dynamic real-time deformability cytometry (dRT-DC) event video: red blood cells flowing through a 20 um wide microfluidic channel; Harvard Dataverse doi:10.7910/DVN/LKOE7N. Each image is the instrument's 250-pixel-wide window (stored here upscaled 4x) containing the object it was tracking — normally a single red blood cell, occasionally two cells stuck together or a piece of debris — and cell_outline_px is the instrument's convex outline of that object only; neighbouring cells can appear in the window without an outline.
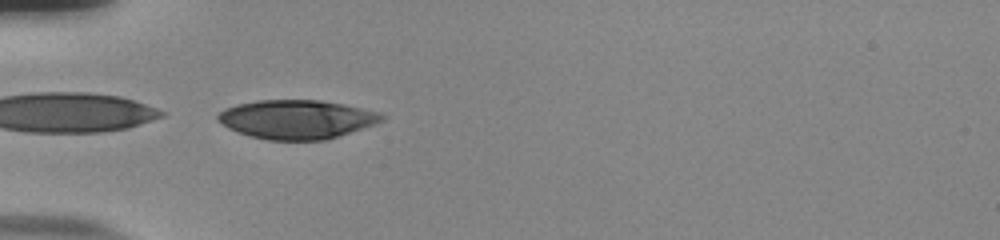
{"species": "human", "species_latin": "Homo sapiens", "temperature_condition": "room temperature", "stored_images_in_passage": 37, "camera_frame_rate_fps": 3000, "um_per_image_px": 0.085, "donor": {"sex": "male"}, "frame": {"image": 1, "passage_image": 1, "time_ms": 0.0, "image_size_px": [1000, 240], "cell_outline_px": [[384, 120], [376, 124], [324, 140], [268, 140], [248, 136], [236, 132], [228, 128], [216, 120], [216, 116], [220, 112], [236, 104], [260, 100], [320, 100], [344, 104], [380, 112], [384, 116]], "centroid_in_image_um": [25.21, 10.14], "position_along_channel_um": 59.8, "area_um2": 37.22}}
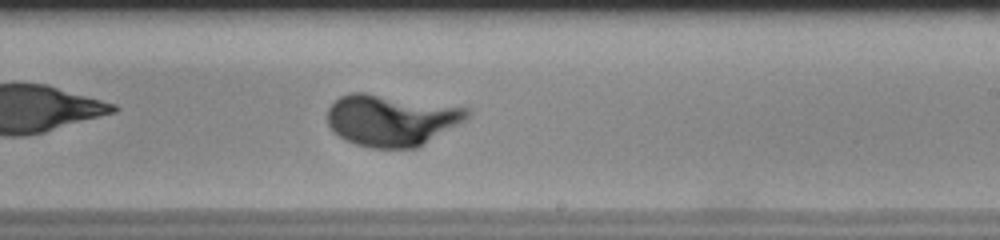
{"frame": {"image": 2, "passage_image": 17, "time_ms": 5.333, "image_size_px": [1000, 240], "cell_outline_px": [[468, 116], [464, 120], [420, 148], [372, 148], [356, 144], [344, 140], [332, 132], [328, 124], [328, 108], [340, 96], [348, 92], [368, 92], [468, 108]], "centroid_in_image_um": [33.23, 10.21], "position_along_channel_um": 255.8, "area_um2": 42.19}}
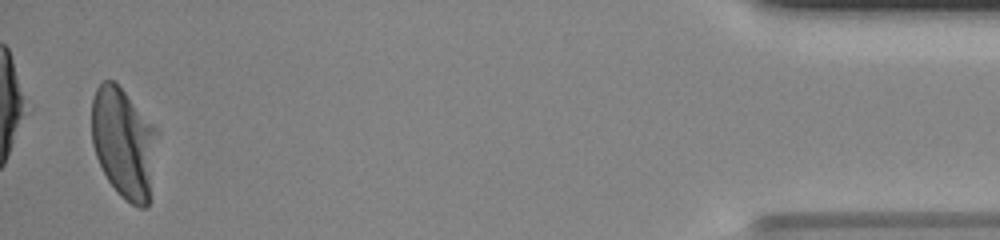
{"frame": {"image": 3, "passage_image": 36, "time_ms": 11.667, "image_size_px": [1000, 240], "cell_outline_px": [[160, 132], [148, 204], [144, 208], [140, 208], [124, 200], [120, 196], [108, 180], [96, 156], [92, 144], [92, 100], [96, 88], [104, 80], [112, 80], [124, 92]], "centroid_in_image_um": [10.54, 12.17], "position_along_channel_um": 424.7, "area_um2": 42.25}}